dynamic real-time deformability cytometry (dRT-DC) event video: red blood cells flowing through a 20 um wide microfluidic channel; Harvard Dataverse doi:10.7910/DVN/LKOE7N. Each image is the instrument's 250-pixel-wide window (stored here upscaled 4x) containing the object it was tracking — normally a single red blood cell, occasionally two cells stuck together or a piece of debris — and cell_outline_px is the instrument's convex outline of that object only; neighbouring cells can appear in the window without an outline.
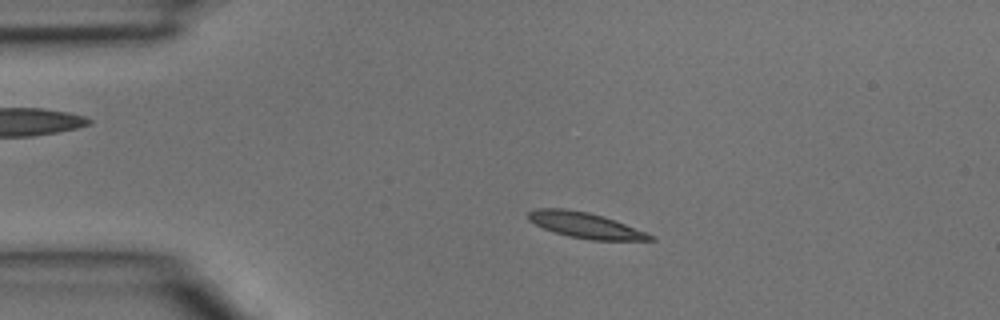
{"species": "common noctule bat (a hibernating species)", "species_latin": "Nyctalus noctula", "temperature_condition": "room temperature", "stored_images_in_passage": 42, "camera_frame_rate_fps": 3000, "um_per_image_px": 0.085, "animal": {"sex": "male", "body_mass_g": 15.6}, "frame": {"image": 1, "passage_image": 9, "time_ms": 2.667, "image_size_px": [1000, 320], "cell_outline_px": [[656, 240], [592, 240], [568, 236], [544, 228], [528, 220], [528, 212], [536, 208], [564, 208], [588, 212], [604, 216], [656, 236]], "centroid_in_image_um": [49.76, 19.14], "position_along_channel_um": 35.2, "area_um2": 18.09}}
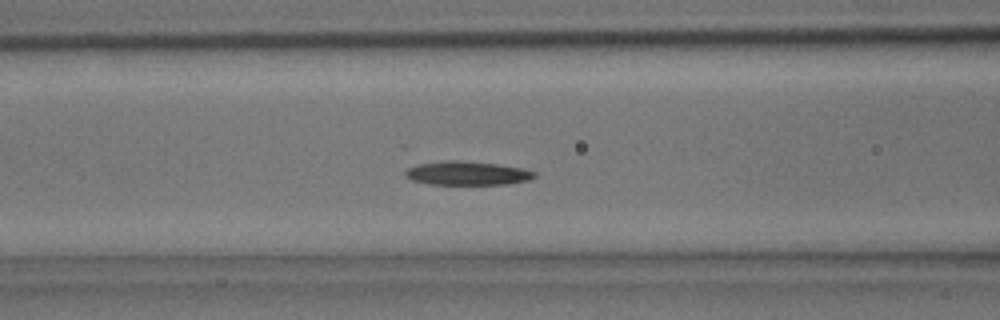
{"frame": {"image": 2, "passage_image": 17, "time_ms": 5.333, "image_size_px": [1000, 320], "cell_outline_px": [[536, 176], [528, 180], [508, 184], [428, 184], [412, 180], [404, 176], [404, 172], [408, 168], [416, 164], [448, 160], [456, 160], [496, 164], [524, 168], [536, 172]], "centroid_in_image_um": [39.69, 14.72], "position_along_channel_um": 126.9, "area_um2": 17.92}}
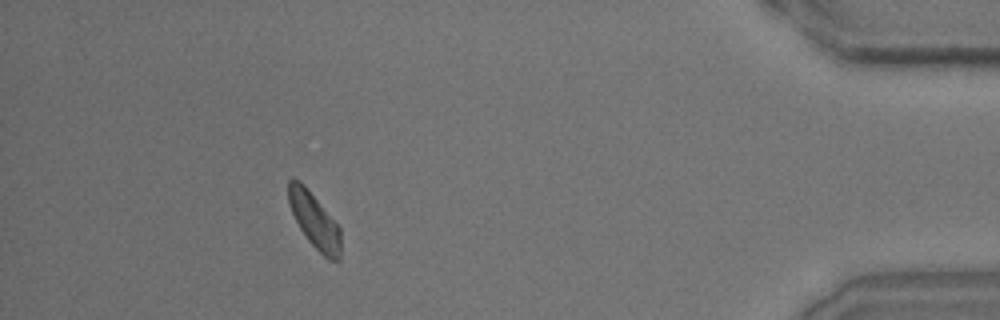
{"frame": {"image": 3, "passage_image": 38, "time_ms": 12.333, "image_size_px": [1000, 320], "cell_outline_px": [[340, 260], [328, 260], [308, 240], [300, 228], [292, 212], [288, 200], [288, 180], [296, 180], [316, 200], [340, 228]], "centroid_in_image_um": [26.74, 18.83], "position_along_channel_um": 408.5, "area_um2": 15.9}}